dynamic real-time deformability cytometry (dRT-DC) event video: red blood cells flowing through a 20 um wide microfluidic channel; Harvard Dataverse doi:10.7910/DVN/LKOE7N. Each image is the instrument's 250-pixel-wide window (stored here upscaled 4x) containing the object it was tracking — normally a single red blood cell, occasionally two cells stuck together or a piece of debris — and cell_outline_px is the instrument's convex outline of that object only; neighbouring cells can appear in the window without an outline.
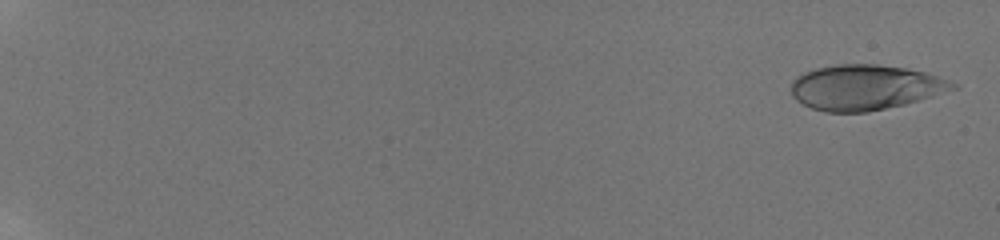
{"species": "human", "species_latin": "Homo sapiens", "temperature_condition": "room temperature", "stored_images_in_passage": 29, "camera_frame_rate_fps": 3000, "um_per_image_px": 0.085, "donor": {"sex": "male"}, "frame": {"image": 1, "passage_image": 2, "time_ms": 0.333, "image_size_px": [1000, 240], "cell_outline_px": [[960, 84], [956, 88], [932, 96], [904, 104], [868, 112], [824, 112], [812, 108], [796, 100], [792, 96], [792, 80], [796, 76], [804, 72], [816, 68], [836, 64], [876, 64], [904, 68], [924, 72]], "centroid_in_image_um": [73.51, 7.42], "position_along_channel_um": 11.5, "area_um2": 42.37}}
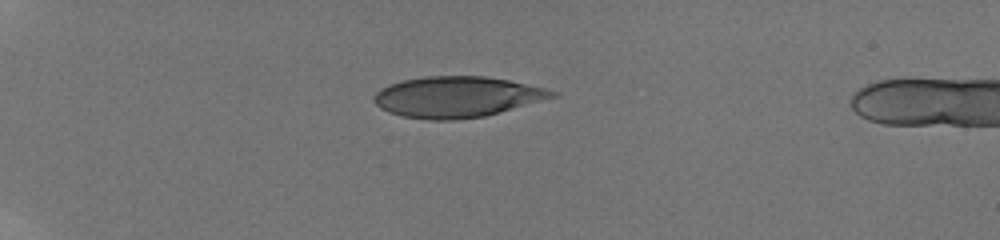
{"frame": {"image": 2, "passage_image": 25, "time_ms": 5.667, "image_size_px": [1000, 240], "cell_outline_px": [[560, 96], [500, 112], [484, 116], [452, 120], [428, 120], [404, 116], [388, 112], [380, 108], [372, 100], [372, 96], [380, 88], [404, 80], [424, 76], [484, 76], [508, 80], [544, 88], [556, 92]], "centroid_in_image_um": [38.83, 8.24], "position_along_channel_um": 46.2, "area_um2": 42.37}}